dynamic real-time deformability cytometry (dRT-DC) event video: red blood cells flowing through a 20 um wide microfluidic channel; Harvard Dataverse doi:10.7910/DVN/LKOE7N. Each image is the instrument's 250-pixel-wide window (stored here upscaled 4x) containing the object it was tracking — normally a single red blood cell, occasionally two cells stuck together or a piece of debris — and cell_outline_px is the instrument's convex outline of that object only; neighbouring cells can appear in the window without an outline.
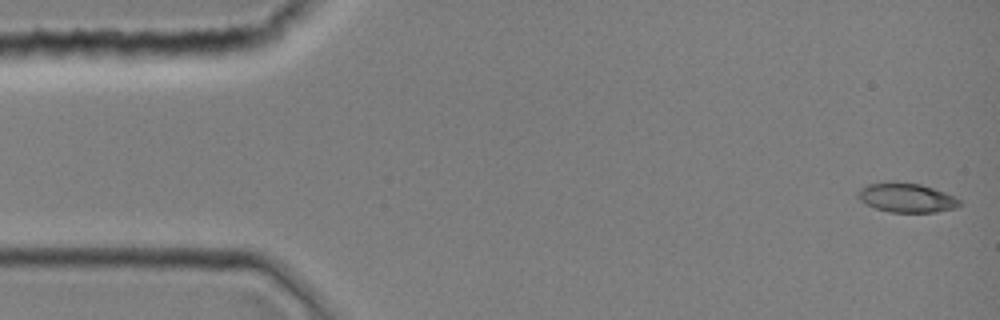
{"species": "common noctule bat (a hibernating species)", "species_latin": "Nyctalus noctula", "temperature_condition": "room temperature", "stored_images_in_passage": 1, "camera_frame_rate_fps": 3000, "um_per_image_px": 0.085, "animal": {"sex": "female", "body_mass_g": 19.0, "forearm_length_mm": 51.5}, "frame": {"image": 1, "passage_image": 1, "time_ms": 0.0, "image_size_px": [1000, 320], "cell_outline_px": [[960, 204], [956, 208], [936, 212], [892, 212], [876, 208], [860, 200], [856, 196], [860, 188], [868, 184], [888, 180], [896, 180], [920, 184], [944, 192], [960, 200]], "centroid_in_image_um": [77.02, 16.77], "position_along_channel_um": 8.0, "area_um2": 17.46}}